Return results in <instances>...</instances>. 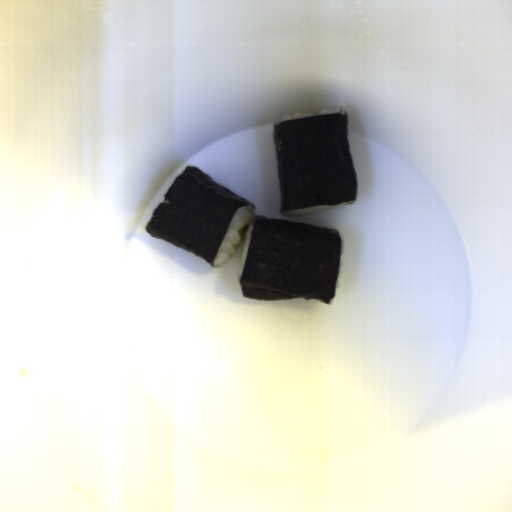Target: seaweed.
<instances>
[{"instance_id": "seaweed-1", "label": "seaweed", "mask_w": 512, "mask_h": 512, "mask_svg": "<svg viewBox=\"0 0 512 512\" xmlns=\"http://www.w3.org/2000/svg\"><path fill=\"white\" fill-rule=\"evenodd\" d=\"M342 242L329 227L256 215L239 284L255 300L335 298Z\"/></svg>"}, {"instance_id": "seaweed-2", "label": "seaweed", "mask_w": 512, "mask_h": 512, "mask_svg": "<svg viewBox=\"0 0 512 512\" xmlns=\"http://www.w3.org/2000/svg\"><path fill=\"white\" fill-rule=\"evenodd\" d=\"M279 212L357 200L348 113H327L274 125Z\"/></svg>"}, {"instance_id": "seaweed-3", "label": "seaweed", "mask_w": 512, "mask_h": 512, "mask_svg": "<svg viewBox=\"0 0 512 512\" xmlns=\"http://www.w3.org/2000/svg\"><path fill=\"white\" fill-rule=\"evenodd\" d=\"M254 205L195 166L167 189L146 224V233L164 239L214 266L236 211Z\"/></svg>"}]
</instances>
